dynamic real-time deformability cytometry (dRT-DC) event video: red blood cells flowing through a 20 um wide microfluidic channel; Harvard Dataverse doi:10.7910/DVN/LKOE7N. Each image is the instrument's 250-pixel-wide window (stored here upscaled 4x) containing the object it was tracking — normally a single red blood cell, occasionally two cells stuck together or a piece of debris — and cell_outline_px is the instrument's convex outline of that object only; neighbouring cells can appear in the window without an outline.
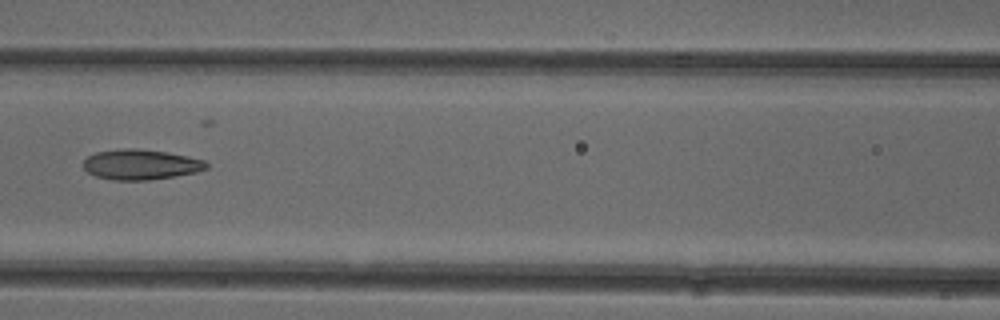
{"species": "common noctule bat (a hibernating species)", "species_latin": "Nyctalus noctula", "temperature_condition": "cold", "stored_images_in_passage": 6, "camera_frame_rate_fps": 3000, "um_per_image_px": 0.085, "animal": {"sex": "female"}, "frame": {"image": 1, "passage_image": 6, "time_ms": 5.667, "image_size_px": [1000, 320], "cell_outline_px": [[208, 168], [196, 172], [148, 180], [116, 180], [96, 176], [88, 172], [84, 168], [84, 160], [88, 156], [96, 152], [120, 148], [132, 148], [168, 152], [188, 156], [204, 160], [208, 164]], "centroid_in_image_um": [11.96, 13.97], "position_along_channel_um": 154.6, "area_um2": 21.56}}